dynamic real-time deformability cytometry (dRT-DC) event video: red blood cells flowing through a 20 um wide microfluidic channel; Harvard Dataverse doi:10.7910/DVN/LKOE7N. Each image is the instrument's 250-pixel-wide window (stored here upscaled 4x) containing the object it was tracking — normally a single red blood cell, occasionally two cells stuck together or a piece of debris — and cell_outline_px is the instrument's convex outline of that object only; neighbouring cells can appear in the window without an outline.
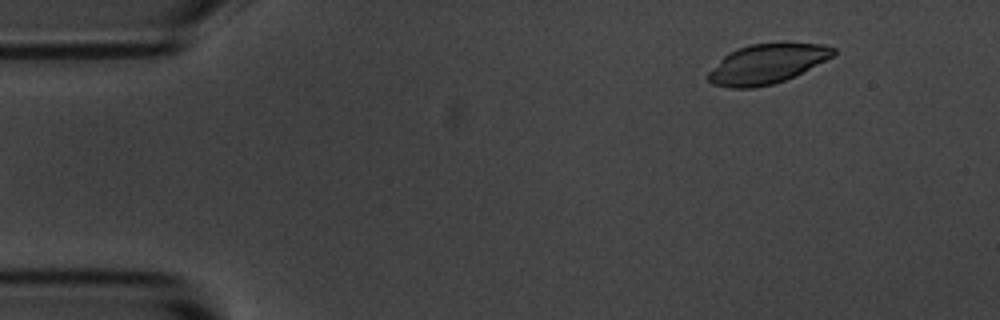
{"species": "common noctule bat (a hibernating species)", "species_latin": "Nyctalus noctula", "temperature_condition": "room temperature", "stored_images_in_passage": 8, "camera_frame_rate_fps": 3000, "um_per_image_px": 0.085, "animal": {"sex": "male", "body_mass_g": 20.1, "forearm_length_mm": 53.5}, "frame": {"image": 1, "passage_image": 2, "time_ms": 1.333, "image_size_px": [1000, 320], "cell_outline_px": [[836, 52], [832, 56], [784, 80], [772, 84], [752, 88], [732, 88], [712, 84], [708, 80], [708, 72], [728, 52], [736, 48], [748, 44], [784, 40], [824, 44], [836, 48]], "centroid_in_image_um": [65.18, 5.36], "position_along_channel_um": 19.8, "area_um2": 29.3}}